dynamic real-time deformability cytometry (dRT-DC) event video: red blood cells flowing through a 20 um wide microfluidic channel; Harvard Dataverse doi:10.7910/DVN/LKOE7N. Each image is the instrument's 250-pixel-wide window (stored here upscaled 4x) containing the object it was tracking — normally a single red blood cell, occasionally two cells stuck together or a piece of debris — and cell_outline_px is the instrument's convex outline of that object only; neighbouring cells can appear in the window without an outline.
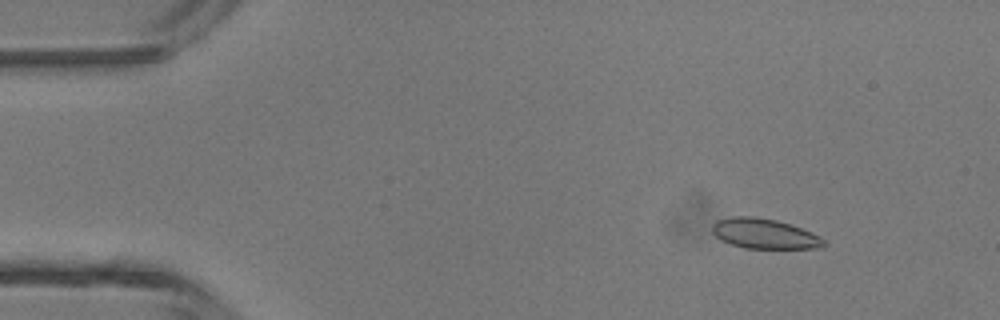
{"species": "common noctule bat (a hibernating species)", "species_latin": "Nyctalus noctula", "temperature_condition": "room temperature", "stored_images_in_passage": 4, "camera_frame_rate_fps": 3000, "um_per_image_px": 0.085, "animal": {"sex": "male", "body_mass_g": 13.3}, "frame": {"image": 1, "passage_image": 2, "time_ms": 0.333, "image_size_px": [1000, 320], "cell_outline_px": [[828, 244], [824, 248], [744, 248], [720, 240], [712, 232], [712, 224], [716, 220], [732, 216], [756, 216], [776, 220], [792, 224], [812, 232], [820, 236]], "centroid_in_image_um": [64.99, 19.86], "position_along_channel_um": 20.0, "area_um2": 19.83}}